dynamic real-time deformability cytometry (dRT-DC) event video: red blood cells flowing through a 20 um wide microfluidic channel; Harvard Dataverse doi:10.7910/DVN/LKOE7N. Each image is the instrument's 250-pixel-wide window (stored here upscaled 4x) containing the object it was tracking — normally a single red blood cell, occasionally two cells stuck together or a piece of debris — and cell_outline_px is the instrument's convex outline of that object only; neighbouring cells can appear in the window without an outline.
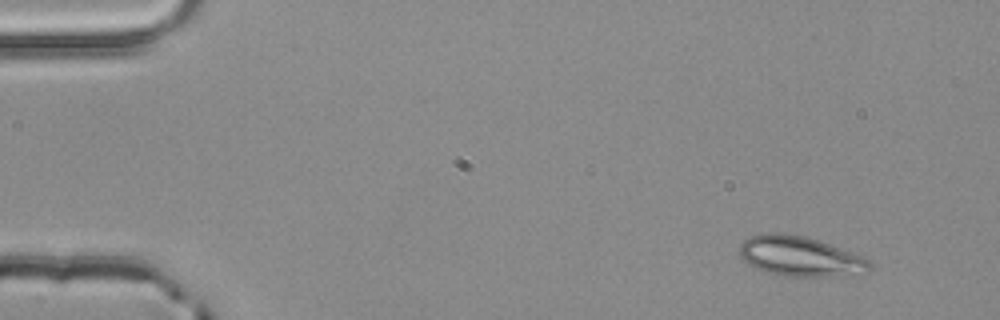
{"species": "common noctule bat (a hibernating species)", "species_latin": "Nyctalus noctula", "temperature_condition": "room temperature", "stored_images_in_passage": 3, "camera_frame_rate_fps": 3000, "um_per_image_px": 0.085, "animal": {"sex": "male", "body_mass_g": 20.4}, "frame": {"image": 1, "passage_image": 1, "time_ms": 0.0, "image_size_px": [1000, 320], "cell_outline_px": [[872, 268], [864, 276], [784, 276], [768, 272], [756, 268], [748, 264], [740, 256], [740, 244], [748, 236], [760, 232], [788, 232], [808, 236], [832, 244], [864, 256], [872, 260]], "centroid_in_image_um": [68.1, 21.77], "position_along_channel_um": 16.9, "area_um2": 31.5}}